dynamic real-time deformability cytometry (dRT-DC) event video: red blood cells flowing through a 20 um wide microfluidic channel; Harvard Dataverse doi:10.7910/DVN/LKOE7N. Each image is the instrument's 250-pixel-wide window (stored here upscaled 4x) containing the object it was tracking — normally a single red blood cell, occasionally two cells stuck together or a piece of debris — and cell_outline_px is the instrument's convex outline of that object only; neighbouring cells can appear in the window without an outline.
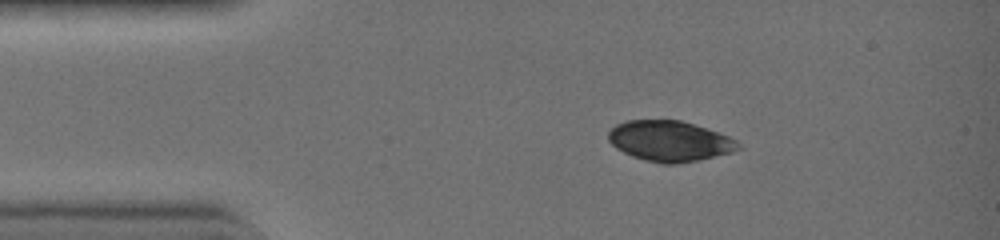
{"species": "common noctule bat (a hibernating species)", "species_latin": "Nyctalus noctula", "temperature_condition": "warm", "stored_images_in_passage": 35, "camera_frame_rate_fps": 3000, "um_per_image_px": 0.085, "animal": {"sex": "female", "body_mass_g": 19.0, "forearm_length_mm": 51.5}, "frame": {"image": 1, "passage_image": 1, "time_ms": 0.0, "image_size_px": [1000, 240], "cell_outline_px": [[732, 148], [728, 152], [696, 160], [668, 164], [664, 164], [632, 156], [624, 152], [612, 144], [608, 140], [608, 132], [612, 128], [628, 120], [680, 120], [716, 132], [732, 140]], "centroid_in_image_um": [56.76, 11.97], "position_along_channel_um": 28.2, "area_um2": 29.07}}
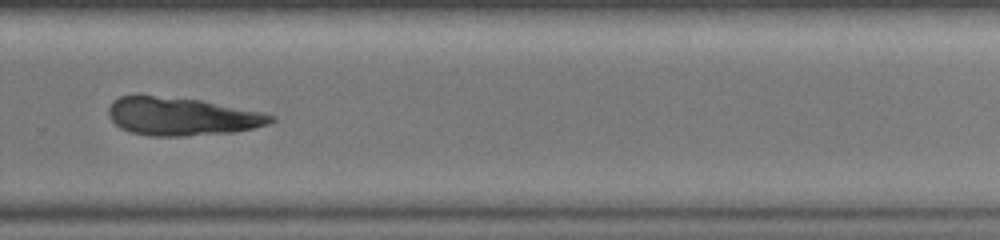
{"frame": {"image": 2, "passage_image": 23, "time_ms": 7.333, "image_size_px": [1000, 240], "cell_outline_px": [[276, 120], [252, 128], [232, 132], [184, 136], [148, 136], [128, 132], [120, 128], [112, 120], [108, 112], [108, 108], [120, 96], [136, 92], [140, 92], [200, 100], [264, 112], [276, 116]], "centroid_in_image_um": [15.38, 9.86], "position_along_channel_um": 314.4, "area_um2": 36.65}}
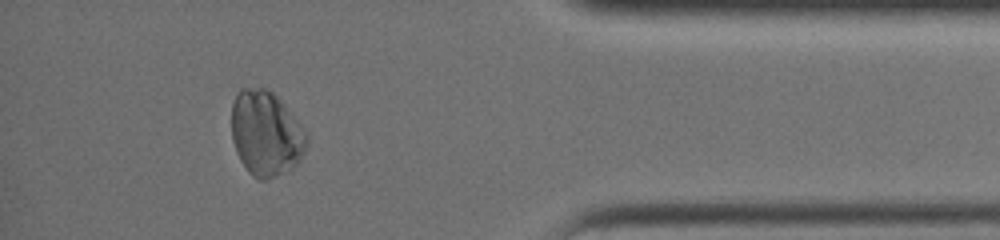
{"frame": {"image": 3, "passage_image": 31, "time_ms": 10.0, "image_size_px": [1000, 240], "cell_outline_px": [[308, 140], [296, 164], [264, 180], [260, 180], [252, 176], [248, 172], [240, 160], [236, 152], [232, 140], [232, 104], [240, 88], [264, 88], [272, 92], [276, 96], [308, 136]], "centroid_in_image_um": [22.54, 11.34], "position_along_channel_um": 412.7, "area_um2": 36.24}}